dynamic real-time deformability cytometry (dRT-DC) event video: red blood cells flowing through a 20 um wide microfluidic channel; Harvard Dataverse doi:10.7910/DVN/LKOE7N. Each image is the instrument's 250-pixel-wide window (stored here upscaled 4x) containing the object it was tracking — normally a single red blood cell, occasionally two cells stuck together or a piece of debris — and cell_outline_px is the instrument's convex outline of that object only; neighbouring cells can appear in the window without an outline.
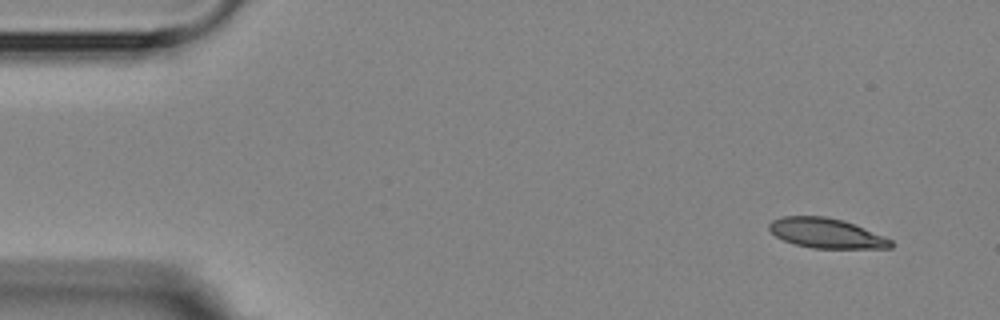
{"species": "Egyptian fruit bat (a non-hibernating species)", "species_latin": "Rousettus aegyptiacus", "temperature_condition": "room temperature", "stored_images_in_passage": 3, "camera_frame_rate_fps": 3000, "um_per_image_px": 0.085, "animal": {"sex": "female"}, "frame": {"image": 1, "passage_image": 1, "time_ms": 0.0, "image_size_px": [1000, 320], "cell_outline_px": [[892, 248], [812, 248], [796, 244], [784, 240], [776, 236], [768, 228], [768, 224], [772, 220], [784, 216], [824, 216], [844, 220], [892, 240]], "centroid_in_image_um": [70.21, 19.81], "position_along_channel_um": 14.8, "area_um2": 20.92}}
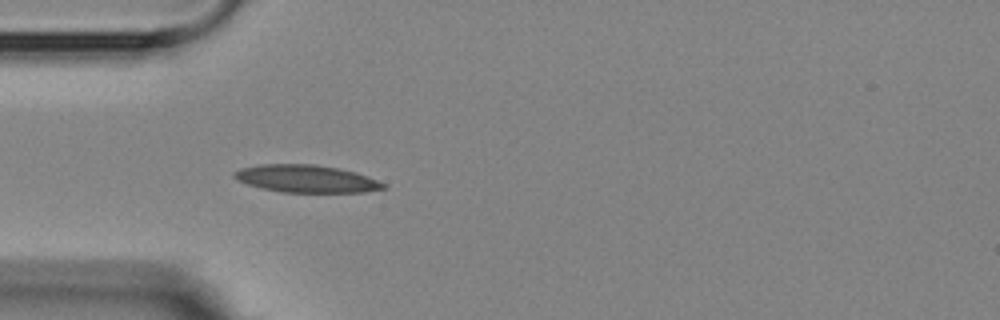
{"frame": {"image": 2, "passage_image": 3, "time_ms": 4.0, "image_size_px": [1000, 320], "cell_outline_px": [[388, 188], [364, 192], [280, 192], [260, 188], [236, 180], [232, 176], [232, 172], [240, 168], [260, 164], [316, 164], [356, 172], [368, 176], [388, 184]], "centroid_in_image_um": [26.03, 15.19], "position_along_channel_um": 59.0, "area_um2": 24.16}}